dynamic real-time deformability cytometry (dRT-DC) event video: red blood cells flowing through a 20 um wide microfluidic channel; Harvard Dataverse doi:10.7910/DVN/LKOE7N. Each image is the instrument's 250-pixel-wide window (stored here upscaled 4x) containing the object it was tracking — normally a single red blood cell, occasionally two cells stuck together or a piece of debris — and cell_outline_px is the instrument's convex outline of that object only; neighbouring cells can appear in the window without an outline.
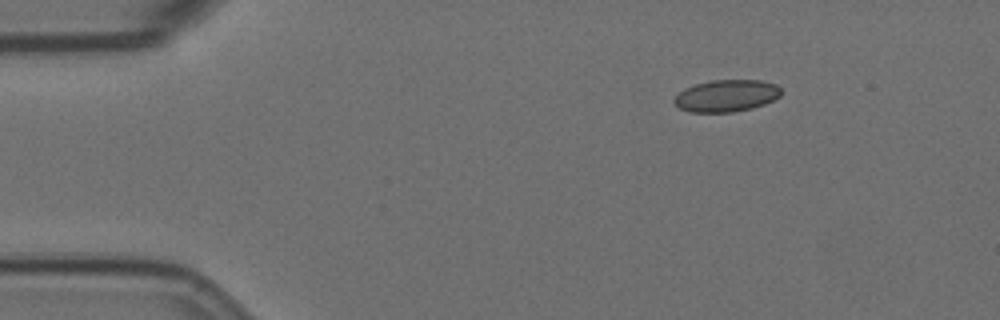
{"species": "Egyptian fruit bat (a non-hibernating species)", "species_latin": "Rousettus aegyptiacus", "temperature_condition": "room temperature", "stored_images_in_passage": 49, "camera_frame_rate_fps": 3000, "um_per_image_px": 0.085, "animal": {"sex": "female"}, "frame": {"image": 1, "passage_image": 1, "time_ms": 0.0, "image_size_px": [1000, 320], "cell_outline_px": [[780, 96], [764, 104], [752, 108], [732, 112], [688, 112], [680, 108], [672, 100], [684, 88], [696, 84], [712, 80], [760, 80], [776, 84], [780, 88]], "centroid_in_image_um": [61.73, 8.14], "position_along_channel_um": 23.3, "area_um2": 19.83}}
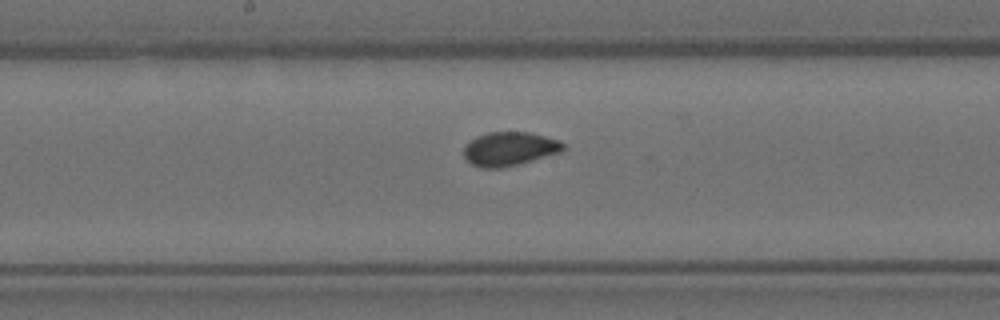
{"frame": {"image": 2, "passage_image": 22, "time_ms": 7.0, "image_size_px": [1000, 320], "cell_outline_px": [[564, 148], [560, 152], [532, 160], [500, 168], [480, 168], [472, 164], [464, 156], [464, 144], [476, 136], [488, 132], [528, 132], [560, 140], [564, 144]], "centroid_in_image_um": [43.27, 12.64], "position_along_channel_um": 204.9, "area_um2": 19.48}}
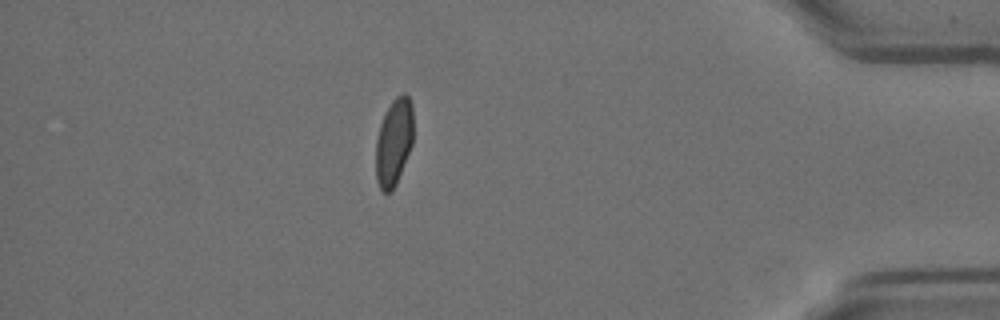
{"frame": {"image": 3, "passage_image": 42, "time_ms": 13.667, "image_size_px": [1000, 320], "cell_outline_px": [[412, 144], [396, 184], [392, 192], [384, 192], [380, 188], [376, 180], [376, 140], [380, 124], [384, 112], [392, 100], [400, 92], [404, 92], [408, 96], [412, 104]], "centroid_in_image_um": [33.46, 12.04], "position_along_channel_um": 401.7, "area_um2": 19.13}}